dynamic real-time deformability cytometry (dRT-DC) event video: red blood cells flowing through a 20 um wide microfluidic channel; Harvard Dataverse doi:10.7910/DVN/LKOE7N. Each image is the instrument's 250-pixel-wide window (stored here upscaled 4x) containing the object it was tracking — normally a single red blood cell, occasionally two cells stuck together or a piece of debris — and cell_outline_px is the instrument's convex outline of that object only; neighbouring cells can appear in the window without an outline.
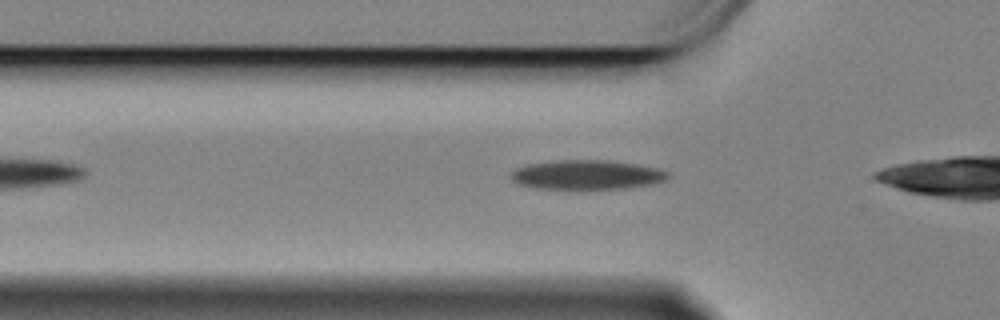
{"species": "Egyptian fruit bat (a non-hibernating species)", "species_latin": "Rousettus aegyptiacus", "temperature_condition": "cold", "stored_images_in_passage": 33, "camera_frame_rate_fps": 3000, "um_per_image_px": 0.085, "animal": {"sex": "female"}, "frame": {"image": 1, "passage_image": 3, "time_ms": 0.667, "image_size_px": [1000, 320], "cell_outline_px": [[672, 176], [664, 180], [652, 184], [624, 188], [536, 188], [520, 184], [512, 180], [512, 172], [516, 168], [528, 164], [560, 160], [612, 160], [660, 168], [672, 172]], "centroid_in_image_um": [49.97, 14.84], "position_along_channel_um": 75.8, "area_um2": 26.76}}
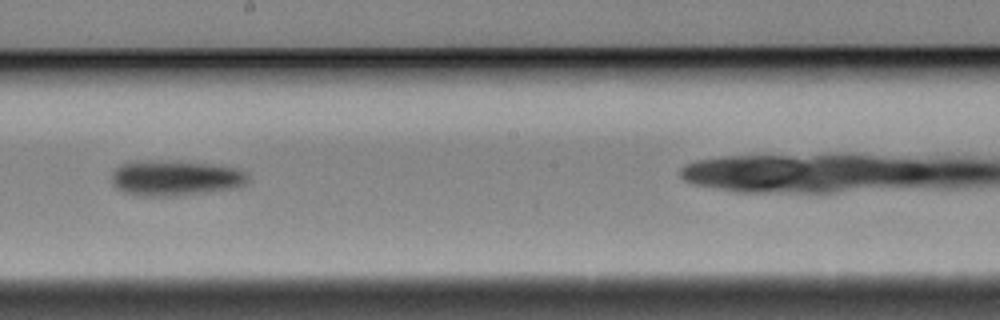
{"frame": {"image": 2, "passage_image": 17, "time_ms": 5.333, "image_size_px": [1000, 320], "cell_outline_px": [[252, 180], [240, 188], [176, 196], [136, 196], [124, 192], [116, 188], [112, 184], [112, 172], [120, 164], [212, 164], [240, 168], [248, 172]], "centroid_in_image_um": [15.05, 15.21], "position_along_channel_um": 233.1, "area_um2": 27.34}}
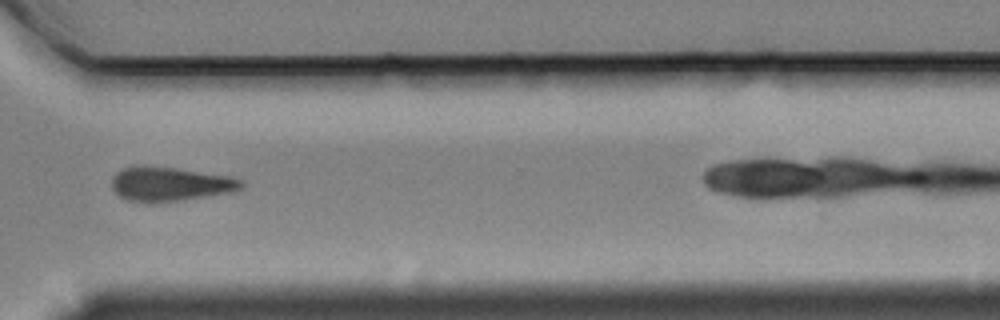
{"frame": {"image": 3, "passage_image": 28, "time_ms": 9.0, "image_size_px": [1000, 320], "cell_outline_px": [[244, 184], [240, 188], [232, 192], [180, 200], [128, 200], [120, 196], [112, 188], [112, 176], [116, 172], [124, 168], [144, 164], [232, 176], [244, 180]], "centroid_in_image_um": [14.48, 15.59], "position_along_channel_um": 356.1, "area_um2": 25.32}}